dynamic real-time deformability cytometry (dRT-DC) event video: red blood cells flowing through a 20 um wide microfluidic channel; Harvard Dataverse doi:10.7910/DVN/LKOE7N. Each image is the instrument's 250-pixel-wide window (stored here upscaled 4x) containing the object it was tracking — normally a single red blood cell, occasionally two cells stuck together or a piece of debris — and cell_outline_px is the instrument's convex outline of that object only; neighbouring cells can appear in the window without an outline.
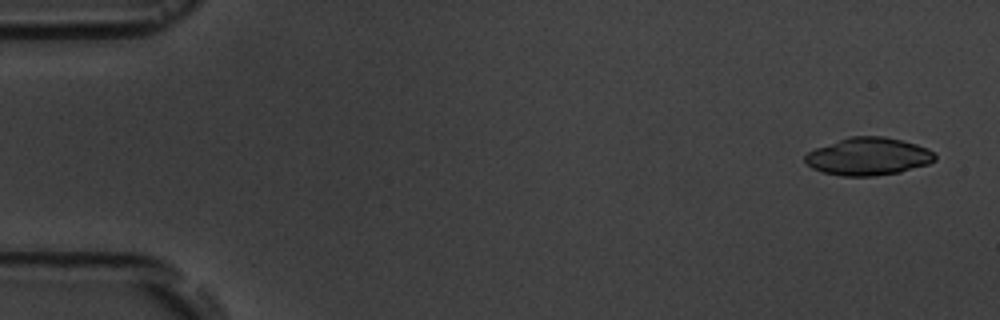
{"species": "common noctule bat (a hibernating species)", "species_latin": "Nyctalus noctula", "temperature_condition": "room temperature", "stored_images_in_passage": 6, "camera_frame_rate_fps": 3000, "um_per_image_px": 0.085, "animal": {"sex": "male", "body_mass_g": 19.5, "forearm_length_mm": 54.6}, "frame": {"image": 1, "passage_image": 1, "time_ms": 0.0, "image_size_px": [1000, 320], "cell_outline_px": [[936, 160], [928, 164], [900, 172], [876, 176], [840, 176], [824, 172], [812, 168], [804, 160], [804, 156], [808, 152], [816, 148], [852, 136], [884, 136], [916, 144], [928, 148], [936, 156]], "centroid_in_image_um": [73.82, 13.31], "position_along_channel_um": 11.2, "area_um2": 28.32}}